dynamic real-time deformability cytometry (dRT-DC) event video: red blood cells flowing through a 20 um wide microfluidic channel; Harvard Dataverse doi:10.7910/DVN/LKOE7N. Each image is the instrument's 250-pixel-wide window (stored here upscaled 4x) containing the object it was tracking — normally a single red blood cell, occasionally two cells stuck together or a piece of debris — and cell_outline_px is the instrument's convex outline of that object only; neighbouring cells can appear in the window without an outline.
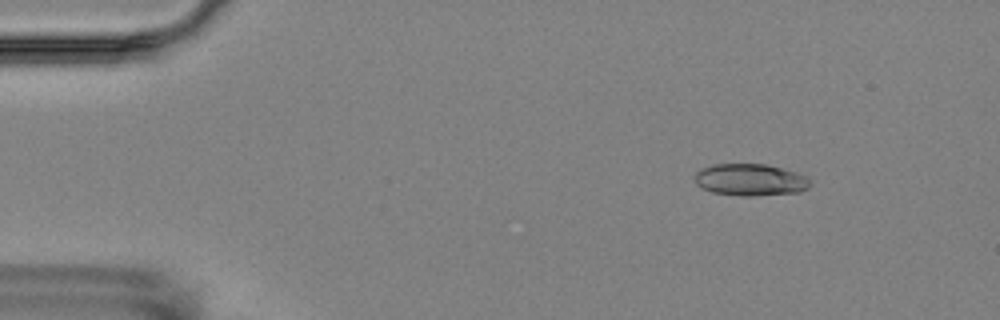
{"species": "Egyptian fruit bat (a non-hibernating species)", "species_latin": "Rousettus aegyptiacus", "temperature_condition": "room temperature", "stored_images_in_passage": 15, "camera_frame_rate_fps": 3000, "um_per_image_px": 0.085, "animal": {"sex": "female"}, "frame": {"image": 1, "passage_image": 1, "time_ms": 0.0, "image_size_px": [1000, 320], "cell_outline_px": [[812, 184], [808, 188], [800, 192], [756, 196], [740, 196], [712, 192], [696, 184], [696, 172], [700, 168], [712, 164], [764, 164], [796, 172], [808, 176], [812, 180]], "centroid_in_image_um": [63.82, 15.29], "position_along_channel_um": 21.2, "area_um2": 21.68}}
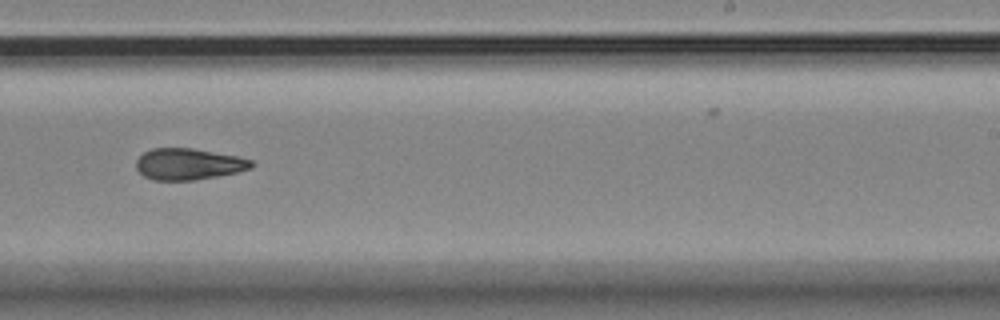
{"frame": {"image": 2, "passage_image": 9, "time_ms": 9.333, "image_size_px": [1000, 320], "cell_outline_px": [[252, 168], [236, 172], [196, 180], [152, 180], [144, 176], [136, 168], [136, 160], [144, 152], [152, 148], [192, 148], [236, 156], [252, 160]], "centroid_in_image_um": [15.99, 13.95], "position_along_channel_um": 273.0, "area_um2": 20.92}}
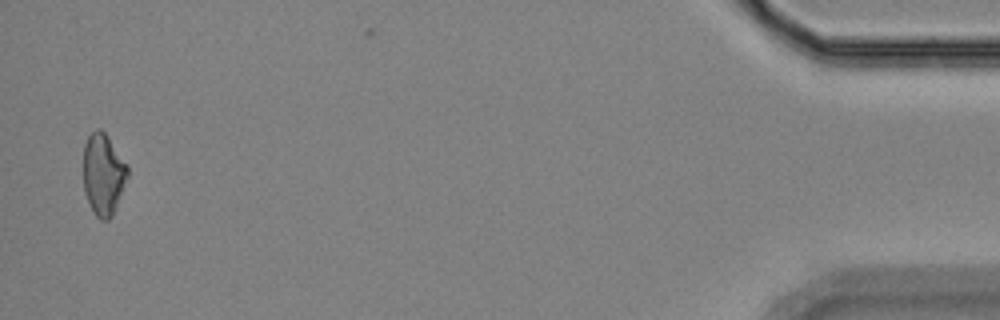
{"frame": {"image": 3, "passage_image": 15, "time_ms": 16.0, "image_size_px": [1000, 320], "cell_outline_px": [[128, 176], [112, 216], [108, 220], [100, 220], [96, 216], [84, 192], [84, 144], [88, 136], [96, 128], [100, 128], [104, 132], [128, 164]], "centroid_in_image_um": [8.78, 14.8], "position_along_channel_um": 426.4, "area_um2": 20.87}, "authors_computed_cell_mechanics": {"area_um2": 21.2126, "velocity_mm_per_s": 3.5669, "shape_relaxation_time_tau1_ms": null, "shape_relaxation_time_tau2_ms": 9.6224, "deformation_change_tau1": null, "deformation_change_tau2": 0.1702}}